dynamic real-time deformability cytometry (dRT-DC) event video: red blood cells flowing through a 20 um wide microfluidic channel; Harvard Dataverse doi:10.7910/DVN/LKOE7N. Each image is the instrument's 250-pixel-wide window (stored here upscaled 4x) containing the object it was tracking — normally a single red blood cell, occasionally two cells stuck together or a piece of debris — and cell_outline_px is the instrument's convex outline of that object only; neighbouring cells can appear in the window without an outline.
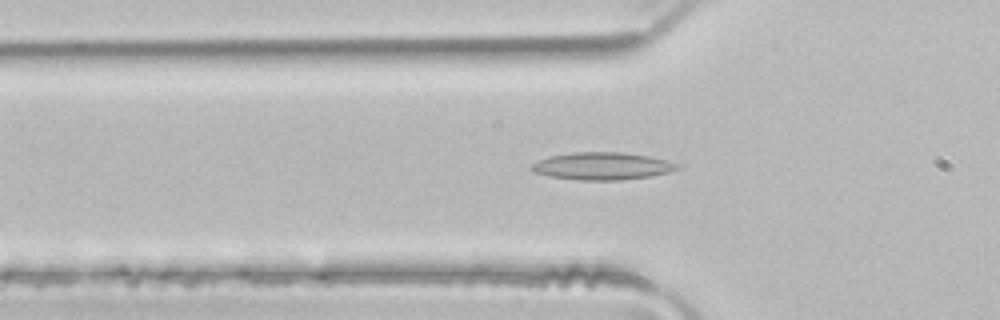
{"species": "common noctule bat (a hibernating species)", "species_latin": "Nyctalus noctula", "temperature_condition": "room temperature", "stored_images_in_passage": 48, "camera_frame_rate_fps": 3000, "um_per_image_px": 0.085, "animal": {"sex": "male", "body_mass_g": 21.5, "forearm_length_mm": 52.0}, "frame": {"image": 1, "passage_image": 15, "time_ms": 4.667, "image_size_px": [1000, 320], "cell_outline_px": [[680, 168], [668, 172], [648, 176], [620, 180], [580, 180], [552, 176], [536, 172], [528, 168], [532, 164], [548, 156], [572, 152], [624, 152], [648, 156], [664, 160], [676, 164]], "centroid_in_image_um": [51.15, 14.1], "position_along_channel_um": 74.6, "area_um2": 22.95}}
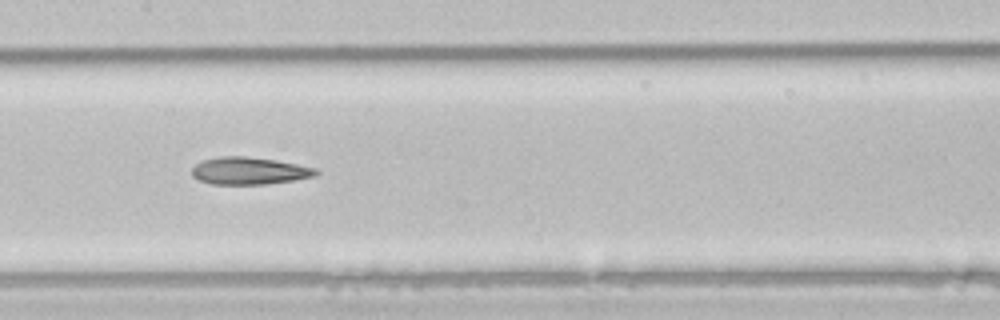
{"frame": {"image": 2, "passage_image": 23, "time_ms": 7.333, "image_size_px": [1000, 320], "cell_outline_px": [[320, 172], [316, 176], [296, 180], [264, 184], [212, 184], [200, 180], [192, 176], [192, 168], [196, 164], [204, 160], [220, 156], [244, 156], [276, 160], [316, 168]], "centroid_in_image_um": [21.21, 14.52], "position_along_channel_um": 186.2, "area_um2": 19.71}}
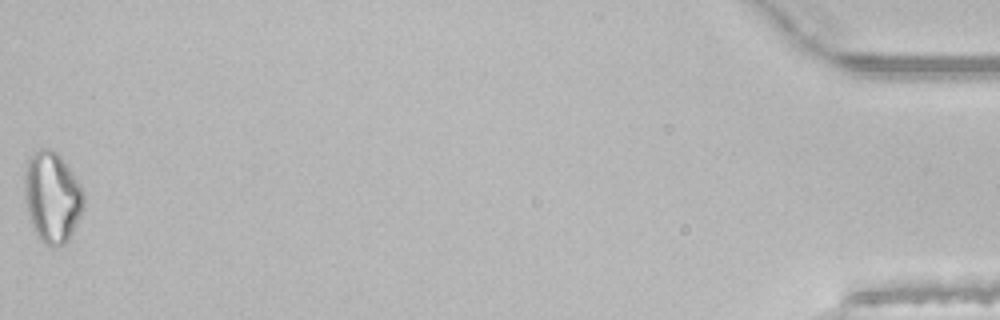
{"frame": {"image": 3, "passage_image": 48, "time_ms": 15.667, "image_size_px": [1000, 320], "cell_outline_px": [[84, 208], [68, 240], [64, 244], [56, 248], [44, 244], [36, 236], [28, 212], [24, 192], [24, 176], [28, 160], [40, 148], [48, 148], [56, 152], [60, 156], [84, 192]], "centroid_in_image_um": [4.43, 16.8], "position_along_channel_um": 430.8, "area_um2": 31.04}, "authors_computed_cell_mechanics": {"area_um2": 22.3108, "velocity_mm_per_s": 4.1439, "shape_relaxation_time_tau1_ms": null, "shape_relaxation_time_tau2_ms": 4.7949, "deformation_change_tau1": null, "deformation_change_tau2": 0.1689}}